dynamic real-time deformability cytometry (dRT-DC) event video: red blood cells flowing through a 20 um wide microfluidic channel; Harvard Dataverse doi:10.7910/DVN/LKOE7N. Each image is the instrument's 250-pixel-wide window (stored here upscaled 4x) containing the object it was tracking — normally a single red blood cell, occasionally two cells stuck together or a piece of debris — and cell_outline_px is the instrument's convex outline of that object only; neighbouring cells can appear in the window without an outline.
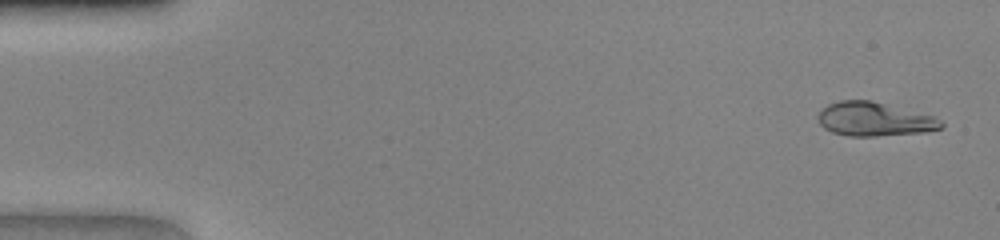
{"species": "human", "species_latin": "Homo sapiens", "temperature_condition": "warm", "stored_images_in_passage": 47, "camera_frame_rate_fps": 3000, "um_per_image_px": 0.085, "donor": {"sex": "female"}, "frame": {"image": 1, "passage_image": 2, "time_ms": 0.333, "image_size_px": [1000, 240], "cell_outline_px": [[944, 124], [940, 128], [924, 132], [876, 136], [848, 136], [832, 132], [824, 128], [816, 120], [816, 116], [828, 104], [840, 100], [872, 100], [932, 116], [940, 120]], "centroid_in_image_um": [74.26, 10.13], "position_along_channel_um": 10.7, "area_um2": 24.16}}
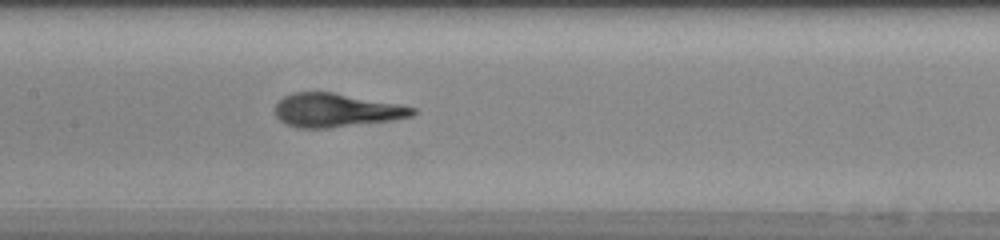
{"frame": {"image": 2, "passage_image": 23, "time_ms": 7.333, "image_size_px": [1000, 240], "cell_outline_px": [[416, 112], [412, 116], [392, 120], [328, 128], [296, 128], [284, 124], [276, 116], [276, 104], [284, 96], [292, 92], [332, 92], [400, 104], [416, 108]], "centroid_in_image_um": [28.56, 9.37], "position_along_channel_um": 178.8, "area_um2": 26.93}}
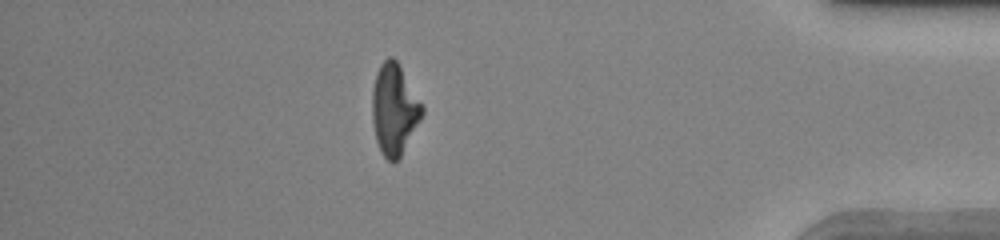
{"frame": {"image": 3, "passage_image": 41, "time_ms": 13.333, "image_size_px": [1000, 240], "cell_outline_px": [[424, 112], [420, 120], [400, 156], [392, 164], [380, 152], [376, 140], [372, 120], [372, 88], [376, 72], [380, 64], [388, 56], [392, 56], [396, 60], [424, 108]], "centroid_in_image_um": [33.48, 9.29], "position_along_channel_um": 401.7, "area_um2": 26.18}}